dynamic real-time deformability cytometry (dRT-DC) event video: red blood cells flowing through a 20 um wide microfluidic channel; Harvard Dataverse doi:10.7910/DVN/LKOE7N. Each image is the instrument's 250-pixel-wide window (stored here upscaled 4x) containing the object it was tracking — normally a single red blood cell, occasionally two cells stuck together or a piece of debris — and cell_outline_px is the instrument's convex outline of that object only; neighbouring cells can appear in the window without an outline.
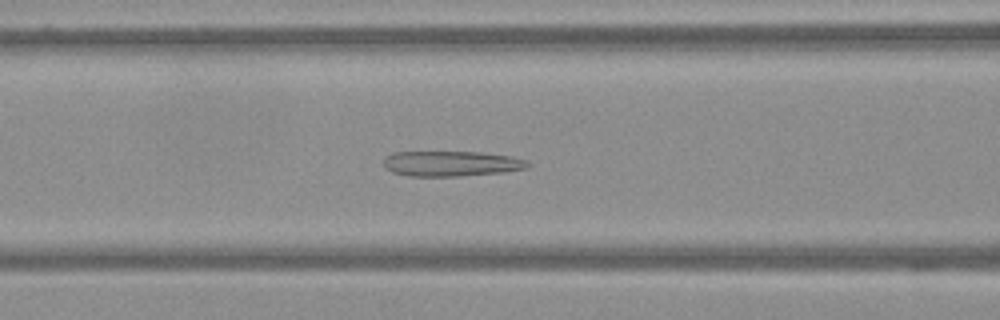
{"species": "Egyptian fruit bat (a non-hibernating species)", "species_latin": "Rousettus aegyptiacus", "temperature_condition": "warm", "stored_images_in_passage": 61, "camera_frame_rate_fps": 3000, "um_per_image_px": 0.085, "frame": {"image": 1, "passage_image": 25, "time_ms": 8.0, "image_size_px": [1000, 320], "cell_outline_px": [[532, 164], [528, 168], [504, 172], [460, 176], [408, 176], [392, 172], [384, 168], [384, 156], [392, 152], [480, 152], [508, 156], [528, 160]], "centroid_in_image_um": [38.35, 13.91], "position_along_channel_um": 128.2, "area_um2": 21.44}}
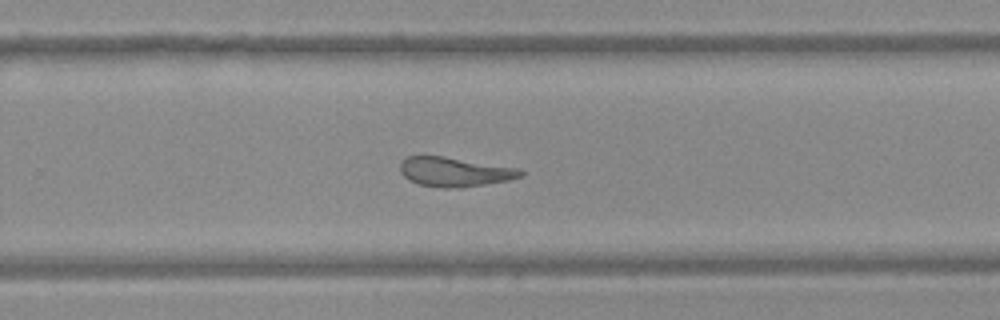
{"frame": {"image": 2, "passage_image": 40, "time_ms": 13.0, "image_size_px": [1000, 320], "cell_outline_px": [[524, 176], [508, 180], [460, 188], [444, 188], [420, 184], [408, 180], [400, 172], [400, 160], [408, 156], [444, 156], [520, 168], [524, 172]], "centroid_in_image_um": [38.65, 14.6], "position_along_channel_um": 291.2, "area_um2": 20.75}}
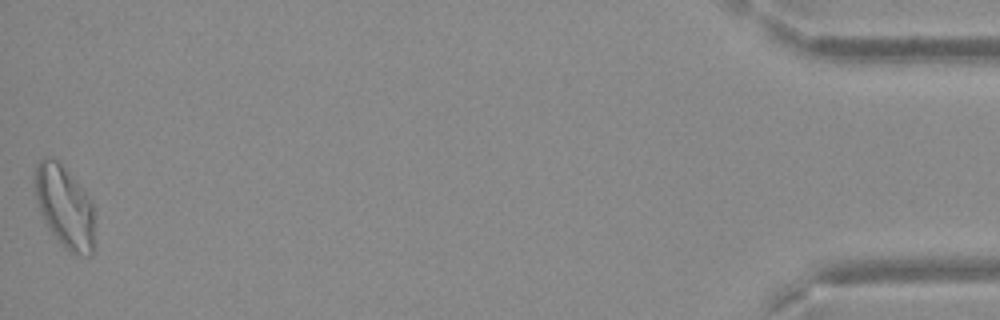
{"frame": {"image": 3, "passage_image": 61, "time_ms": 20.0, "image_size_px": [1000, 320], "cell_outline_px": [[92, 256], [76, 256], [68, 252], [64, 248], [48, 228], [40, 212], [36, 196], [36, 164], [44, 156], [52, 156], [76, 180], [92, 204]], "centroid_in_image_um": [5.47, 17.6], "position_along_channel_um": 429.7, "area_um2": 28.03}}